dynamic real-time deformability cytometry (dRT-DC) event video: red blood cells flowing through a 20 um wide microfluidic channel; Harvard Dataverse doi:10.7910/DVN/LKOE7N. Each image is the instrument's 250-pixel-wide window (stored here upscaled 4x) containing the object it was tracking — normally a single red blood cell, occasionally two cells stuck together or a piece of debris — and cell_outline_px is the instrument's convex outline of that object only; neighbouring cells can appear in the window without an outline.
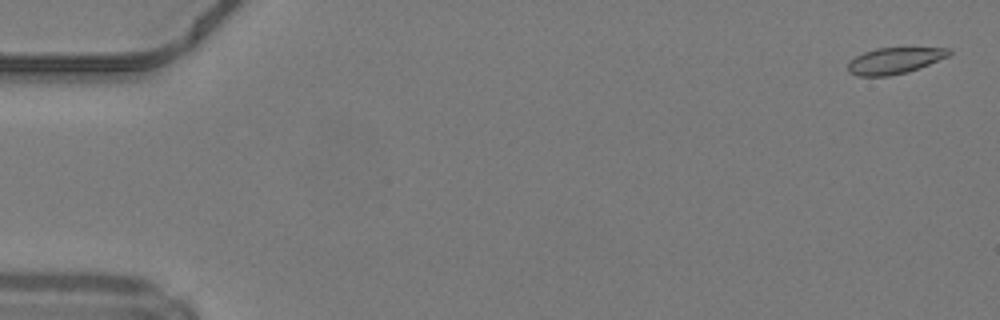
{"species": "common noctule bat (a hibernating species)", "species_latin": "Nyctalus noctula", "temperature_condition": "warm", "stored_images_in_passage": 50, "camera_frame_rate_fps": 3000, "um_per_image_px": 0.085, "animal": {"sex": "male", "body_mass_g": 19.2, "forearm_length_mm": 51.8}, "frame": {"image": 1, "passage_image": 2, "time_ms": 0.333, "image_size_px": [1000, 320], "cell_outline_px": [[952, 52], [948, 56], [908, 72], [888, 76], [856, 76], [848, 72], [848, 64], [856, 56], [864, 52], [876, 48], [952, 48]], "centroid_in_image_um": [76.02, 5.16], "position_along_channel_um": 9.0, "area_um2": 15.32}}
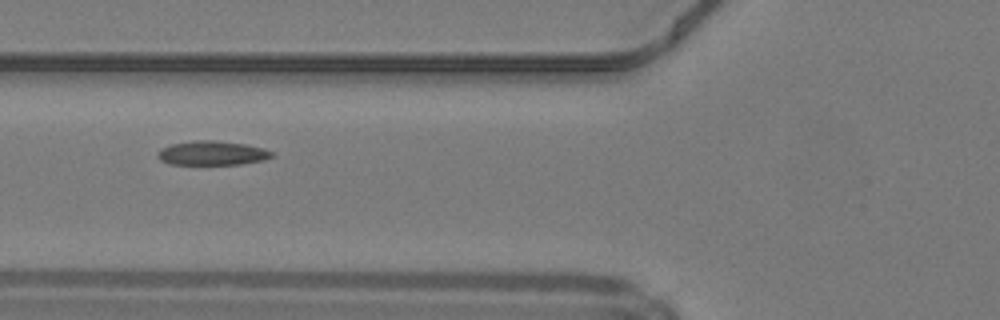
{"frame": {"image": 2, "passage_image": 20, "time_ms": 6.333, "image_size_px": [1000, 320], "cell_outline_px": [[276, 156], [264, 160], [240, 164], [168, 164], [160, 160], [156, 156], [156, 152], [172, 144], [196, 140], [216, 140], [244, 144], [264, 148], [272, 152]], "centroid_in_image_um": [18.05, 13.01], "position_along_channel_um": 107.8, "area_um2": 16.13}}
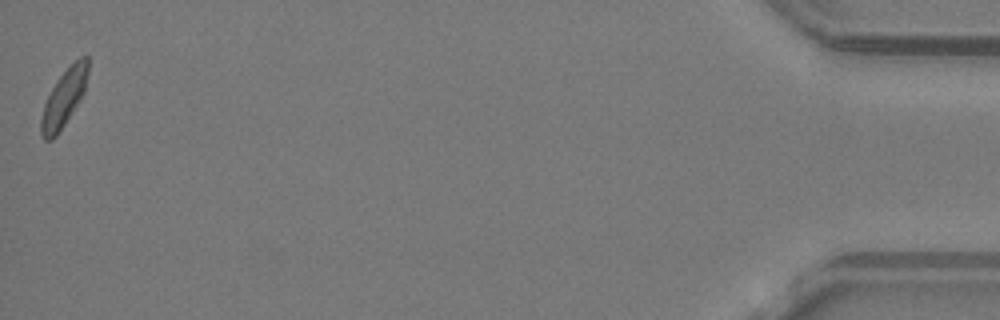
{"frame": {"image": 3, "passage_image": 50, "time_ms": 16.333, "image_size_px": [1000, 320], "cell_outline_px": [[88, 72], [84, 92], [80, 100], [56, 136], [52, 140], [44, 140], [40, 136], [40, 120], [44, 104], [56, 80], [80, 56], [88, 56]], "centroid_in_image_um": [5.42, 8.36], "position_along_channel_um": 429.8, "area_um2": 15.43}, "authors_computed_cell_mechanics": {"area_um2": 16.0395, "velocity_mm_per_s": 4.1946, "shape_relaxation_time_tau1_ms": 5.3698, "shape_relaxation_time_tau2_ms": 2.2802, "deformation_change_tau1": 0.1196, "deformation_change_tau2": 0.0658}}